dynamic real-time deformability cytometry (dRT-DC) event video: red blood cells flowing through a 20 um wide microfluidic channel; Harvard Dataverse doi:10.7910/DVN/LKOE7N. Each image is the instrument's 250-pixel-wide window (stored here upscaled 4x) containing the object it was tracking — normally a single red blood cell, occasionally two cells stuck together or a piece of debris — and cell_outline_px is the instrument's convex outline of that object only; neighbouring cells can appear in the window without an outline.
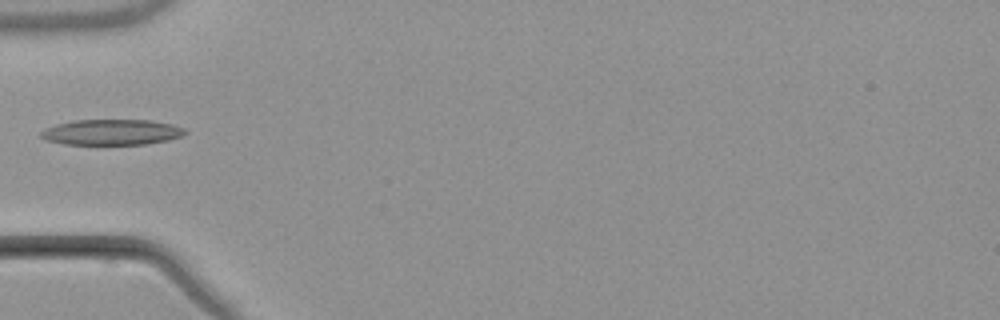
{"species": "common noctule bat (a hibernating species)", "species_latin": "Nyctalus noctula", "temperature_condition": "warm", "stored_images_in_passage": 6, "camera_frame_rate_fps": 3000, "um_per_image_px": 0.085, "animal": {"sex": "male", "body_mass_g": 21.5, "forearm_length_mm": 52.0}, "frame": {"image": 1, "passage_image": 5, "time_ms": 6.667, "image_size_px": [1000, 320], "cell_outline_px": [[188, 132], [180, 136], [168, 140], [144, 144], [64, 144], [44, 140], [40, 136], [40, 132], [44, 128], [56, 124], [72, 120], [148, 120], [172, 124], [184, 128]], "centroid_in_image_um": [9.44, 11.23], "position_along_channel_um": 75.6, "area_um2": 21.56}}
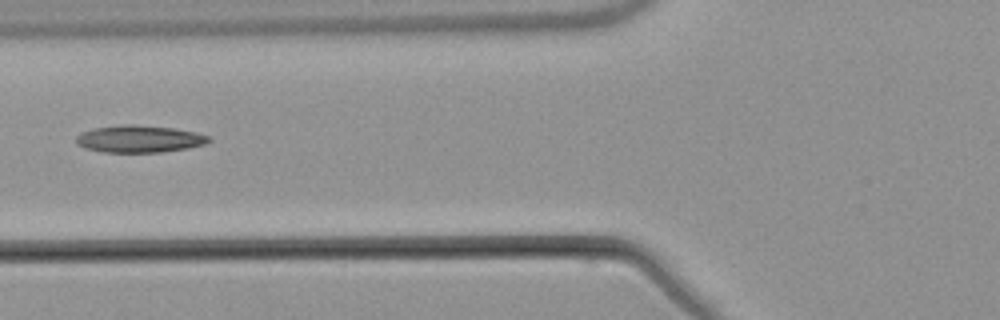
{"frame": {"image": 2, "passage_image": 6, "time_ms": 7.667, "image_size_px": [1000, 320], "cell_outline_px": [[212, 140], [204, 144], [188, 148], [160, 152], [104, 152], [84, 148], [76, 144], [76, 136], [92, 128], [124, 124], [132, 124], [172, 128], [196, 132], [208, 136]], "centroid_in_image_um": [11.82, 11.81], "position_along_channel_um": 114.0, "area_um2": 20.92}}